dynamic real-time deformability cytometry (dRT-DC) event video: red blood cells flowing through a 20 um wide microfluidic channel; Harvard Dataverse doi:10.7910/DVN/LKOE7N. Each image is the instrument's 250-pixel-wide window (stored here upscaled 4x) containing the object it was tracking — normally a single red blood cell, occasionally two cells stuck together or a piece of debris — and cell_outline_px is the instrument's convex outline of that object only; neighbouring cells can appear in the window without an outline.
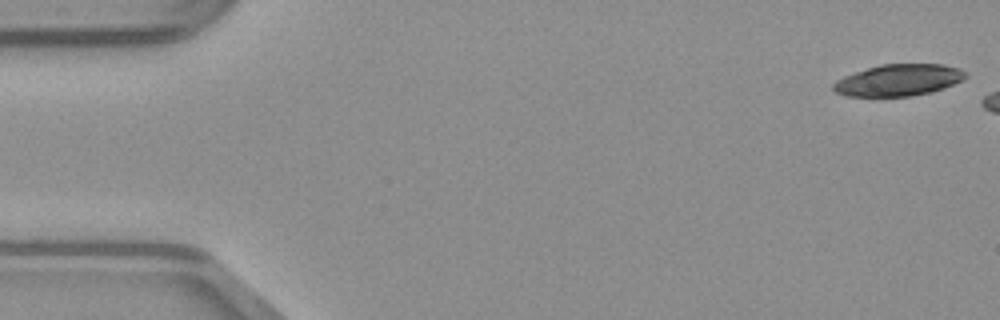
{"species": "common noctule bat (a hibernating species)", "species_latin": "Nyctalus noctula", "temperature_condition": "warm", "stored_images_in_passage": 6, "camera_frame_rate_fps": 3000, "um_per_image_px": 0.085, "animal": {"sex": "male", "body_mass_g": 23.1, "forearm_length_mm": 52.7}, "frame": {"image": 1, "passage_image": 1, "time_ms": 0.0, "image_size_px": [1000, 320], "cell_outline_px": [[968, 76], [944, 88], [932, 92], [912, 96], [848, 96], [836, 92], [832, 88], [832, 84], [836, 80], [844, 76], [880, 64], [944, 64], [960, 68], [968, 72]], "centroid_in_image_um": [76.4, 6.8], "position_along_channel_um": 8.6, "area_um2": 24.39}}